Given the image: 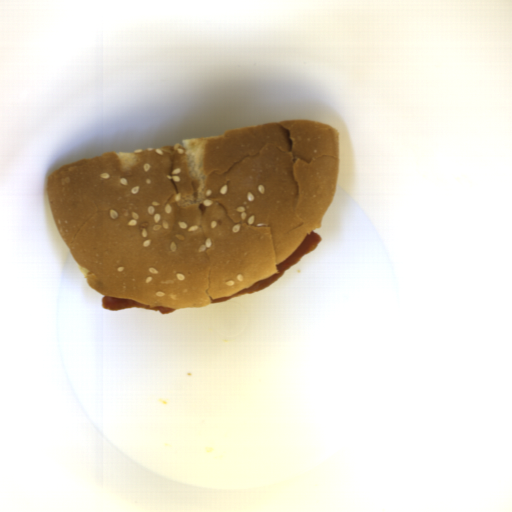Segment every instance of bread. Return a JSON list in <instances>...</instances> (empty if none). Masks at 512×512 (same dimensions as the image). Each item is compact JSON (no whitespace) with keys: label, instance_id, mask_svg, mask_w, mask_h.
I'll use <instances>...</instances> for the list:
<instances>
[{"label":"bread","instance_id":"bread-1","mask_svg":"<svg viewBox=\"0 0 512 512\" xmlns=\"http://www.w3.org/2000/svg\"><path fill=\"white\" fill-rule=\"evenodd\" d=\"M340 135L286 119L50 172L56 227L103 296L209 306L278 274L334 199Z\"/></svg>","mask_w":512,"mask_h":512}]
</instances>
